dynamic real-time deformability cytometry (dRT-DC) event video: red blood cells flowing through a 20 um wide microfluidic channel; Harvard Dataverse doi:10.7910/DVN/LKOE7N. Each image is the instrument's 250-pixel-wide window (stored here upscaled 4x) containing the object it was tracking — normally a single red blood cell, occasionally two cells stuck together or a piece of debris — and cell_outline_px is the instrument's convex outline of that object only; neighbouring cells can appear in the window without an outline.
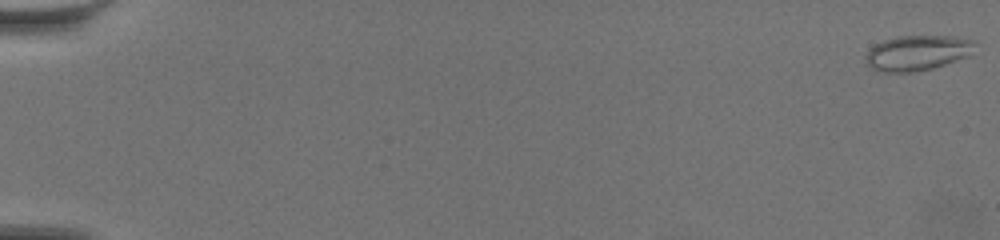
{"species": "common noctule bat (a hibernating species)", "species_latin": "Nyctalus noctula", "temperature_condition": "warm", "stored_images_in_passage": 60, "camera_frame_rate_fps": 3000, "um_per_image_px": 0.085, "animal": {"sex": "female", "body_mass_g": 19.5, "forearm_length_mm": 54.1}, "frame": {"image": 1, "passage_image": 1, "time_ms": 0.0, "image_size_px": [1000, 240], "cell_outline_px": [[976, 44], [968, 56], [932, 68], [912, 72], [884, 72], [872, 68], [864, 60], [864, 56], [876, 44], [884, 40], [896, 36], [956, 36], [976, 40]], "centroid_in_image_um": [77.98, 4.48], "position_along_channel_um": 7.0, "area_um2": 22.31}}
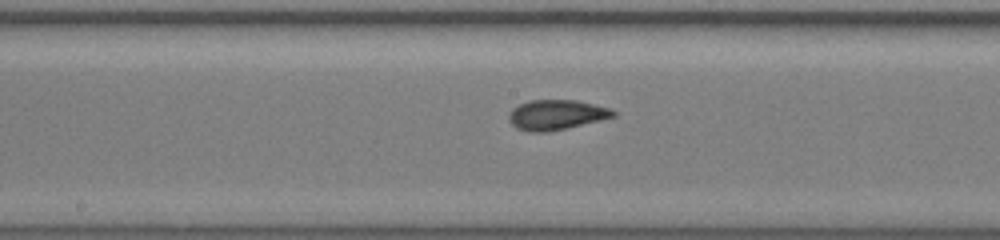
{"frame": {"image": 2, "passage_image": 35, "time_ms": 11.333, "image_size_px": [1000, 240], "cell_outline_px": [[616, 116], [600, 120], [548, 132], [528, 132], [516, 128], [508, 120], [508, 116], [512, 108], [528, 100], [576, 100], [612, 108], [616, 112]], "centroid_in_image_um": [47.27, 9.75], "position_along_channel_um": 200.9, "area_um2": 18.32}}
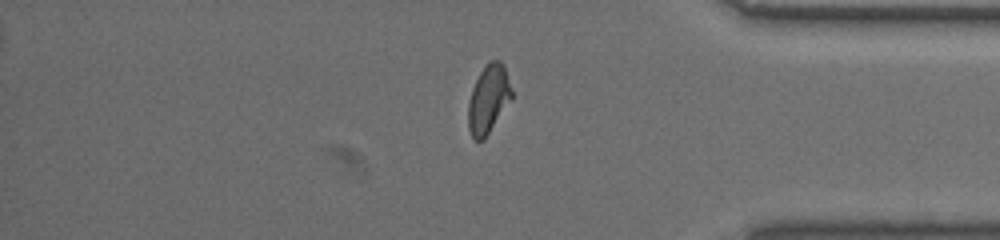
{"frame": {"image": 3, "passage_image": 51, "time_ms": 16.667, "image_size_px": [1000, 240], "cell_outline_px": [[512, 100], [484, 140], [476, 140], [472, 136], [468, 128], [468, 104], [472, 88], [480, 72], [488, 60], [500, 60], [504, 64], [512, 92]], "centroid_in_image_um": [41.52, 8.42], "position_along_channel_um": 393.7, "area_um2": 17.46}, "authors_computed_cell_mechanics": {"area_um2": 18.1203, "velocity_mm_per_s": 3.4904, "shape_relaxation_time_tau1_ms": 10.7711, "shape_relaxation_time_tau2_ms": 1.1518, "deformation_change_tau1": 0.2454, "deformation_change_tau2": 0.0634}}